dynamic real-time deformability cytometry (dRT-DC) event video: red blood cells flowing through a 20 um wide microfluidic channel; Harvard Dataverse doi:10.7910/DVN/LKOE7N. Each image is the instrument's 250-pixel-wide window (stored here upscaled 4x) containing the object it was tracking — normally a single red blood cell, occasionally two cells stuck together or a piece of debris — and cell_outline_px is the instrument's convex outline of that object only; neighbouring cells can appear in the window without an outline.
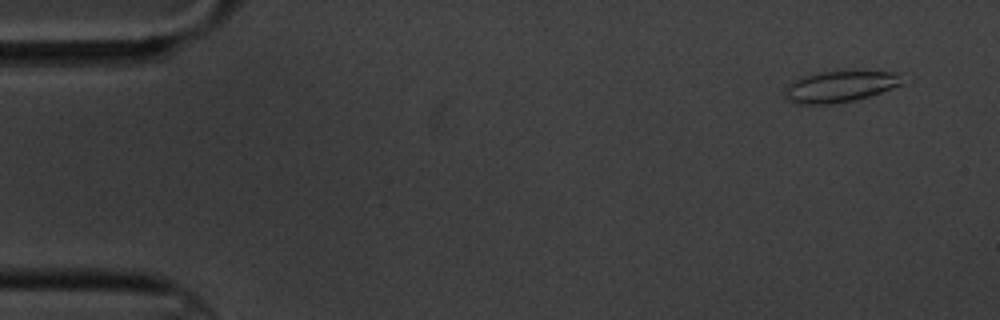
{"species": "common noctule bat (a hibernating species)", "species_latin": "Nyctalus noctula", "temperature_condition": "cold", "stored_images_in_passage": 4, "camera_frame_rate_fps": 3000, "um_per_image_px": 0.085, "animal": {"sex": "male", "body_mass_g": 20.1, "forearm_length_mm": 53.5}, "frame": {"image": 1, "passage_image": 1, "time_ms": 0.0, "image_size_px": [1000, 320], "cell_outline_px": [[904, 84], [856, 100], [836, 104], [796, 104], [784, 100], [784, 92], [788, 84], [792, 80], [800, 76], [816, 72], [840, 68], [900, 72]], "centroid_in_image_um": [71.38, 7.3], "position_along_channel_um": 13.6, "area_um2": 22.83}}
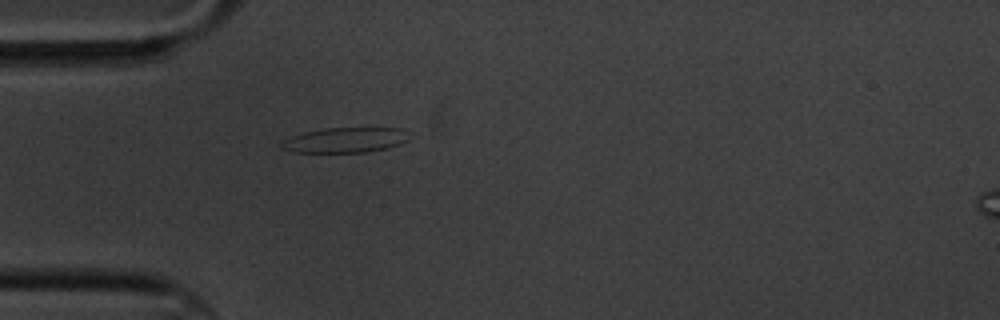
{"frame": {"image": 2, "passage_image": 4, "time_ms": 4.333, "image_size_px": [1000, 320], "cell_outline_px": [[408, 140], [400, 144], [388, 148], [364, 152], [292, 152], [280, 148], [280, 140], [304, 132], [324, 128], [404, 128]], "centroid_in_image_um": [29.29, 11.9], "position_along_channel_um": 55.7, "area_um2": 18.73}}